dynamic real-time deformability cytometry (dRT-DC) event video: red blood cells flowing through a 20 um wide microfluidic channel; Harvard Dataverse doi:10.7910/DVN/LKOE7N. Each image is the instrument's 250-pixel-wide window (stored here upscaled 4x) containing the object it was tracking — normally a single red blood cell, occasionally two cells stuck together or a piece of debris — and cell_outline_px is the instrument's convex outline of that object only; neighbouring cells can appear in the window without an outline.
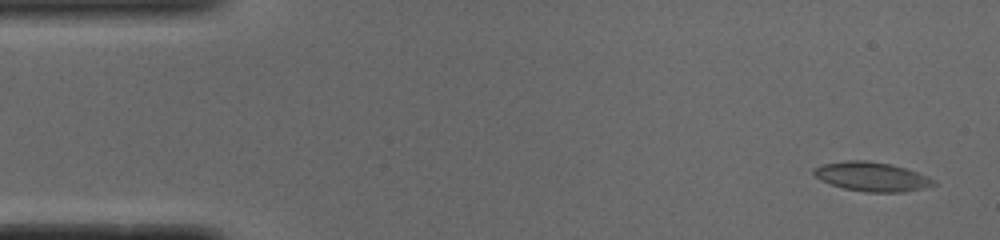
{"species": "common noctule bat (a hibernating species)", "species_latin": "Nyctalus noctula", "temperature_condition": "cold", "stored_images_in_passage": 51, "camera_frame_rate_fps": 3000, "um_per_image_px": 0.085, "animal": {"sex": "male", "body_mass_g": 19.0, "forearm_length_mm": 50.8}, "frame": {"image": 1, "passage_image": 2, "time_ms": 0.333, "image_size_px": [1000, 240], "cell_outline_px": [[936, 184], [904, 192], [864, 192], [844, 188], [820, 180], [812, 172], [812, 168], [824, 164], [848, 160], [868, 160], [888, 164], [904, 168], [916, 172], [932, 180]], "centroid_in_image_um": [74.02, 15.01], "position_along_channel_um": 11.0, "area_um2": 19.94}}
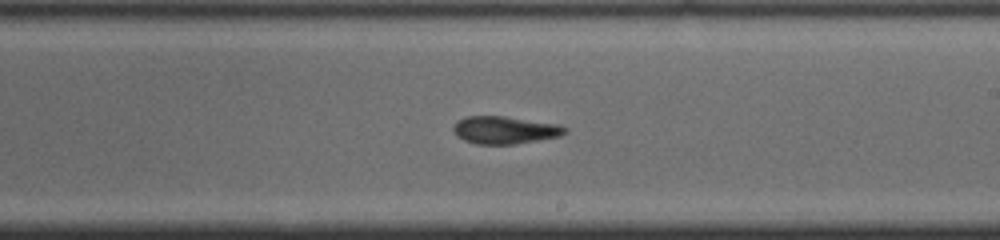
{"frame": {"image": 2, "passage_image": 29, "time_ms": 9.333, "image_size_px": [1000, 240], "cell_outline_px": [[568, 132], [560, 136], [512, 144], [476, 144], [464, 140], [456, 136], [452, 128], [460, 120], [468, 116], [504, 116], [560, 124], [568, 128]], "centroid_in_image_um": [42.94, 11.05], "position_along_channel_um": 246.1, "area_um2": 17.86}}
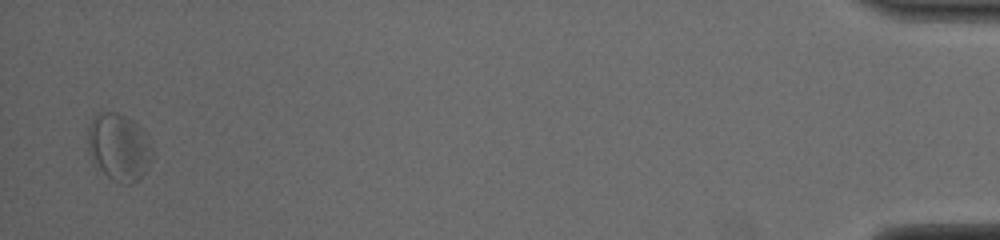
{"frame": {"image": 3, "passage_image": 50, "time_ms": 16.333, "image_size_px": [1000, 240], "cell_outline_px": [[152, 160], [148, 168], [132, 184], [120, 184], [112, 180], [92, 164], [88, 152], [88, 128], [92, 116], [100, 112], [112, 112], [124, 116], [132, 120], [152, 140]], "centroid_in_image_um": [10.09, 12.52], "position_along_channel_um": 425.1, "area_um2": 25.66}, "authors_computed_cell_mechanics": {"area_um2": 18.9584, "velocity_mm_per_s": 3.8465, "shape_relaxation_time_tau1_ms": 6.8997, "shape_relaxation_time_tau2_ms": 4.0436, "deformation_change_tau1": 0.1207, "deformation_change_tau2": 0.1343}}